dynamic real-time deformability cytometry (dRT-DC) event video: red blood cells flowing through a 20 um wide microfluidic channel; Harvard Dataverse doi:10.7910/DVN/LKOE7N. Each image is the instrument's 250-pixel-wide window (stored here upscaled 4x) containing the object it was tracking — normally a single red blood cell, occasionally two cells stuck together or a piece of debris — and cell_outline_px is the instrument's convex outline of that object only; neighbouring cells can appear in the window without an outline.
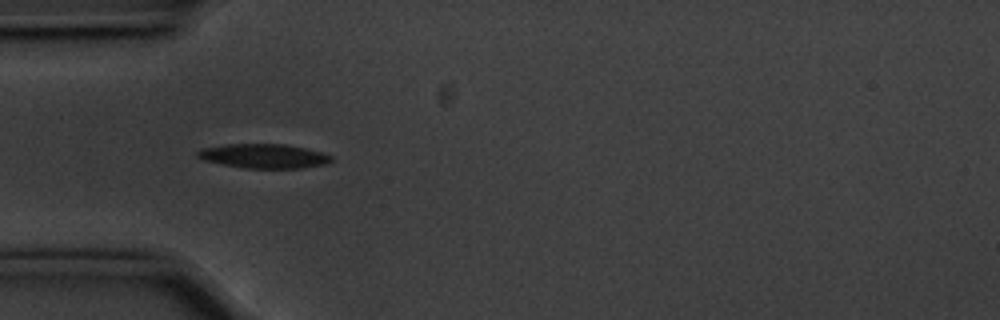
{"species": "common noctule bat (a hibernating species)", "species_latin": "Nyctalus noctula", "temperature_condition": "cold", "stored_images_in_passage": 40, "camera_frame_rate_fps": 3000, "um_per_image_px": 0.085, "animal": {"sex": "male", "body_mass_g": 20.1, "forearm_length_mm": 53.5}, "frame": {"image": 1, "passage_image": 1, "time_ms": 0.0, "image_size_px": [1000, 320], "cell_outline_px": [[332, 160], [324, 164], [300, 168], [244, 168], [220, 164], [204, 160], [196, 156], [196, 152], [204, 148], [228, 144], [284, 144], [304, 148], [320, 152], [332, 156]], "centroid_in_image_um": [22.39, 13.27], "position_along_channel_um": 62.6, "area_um2": 18.73}}
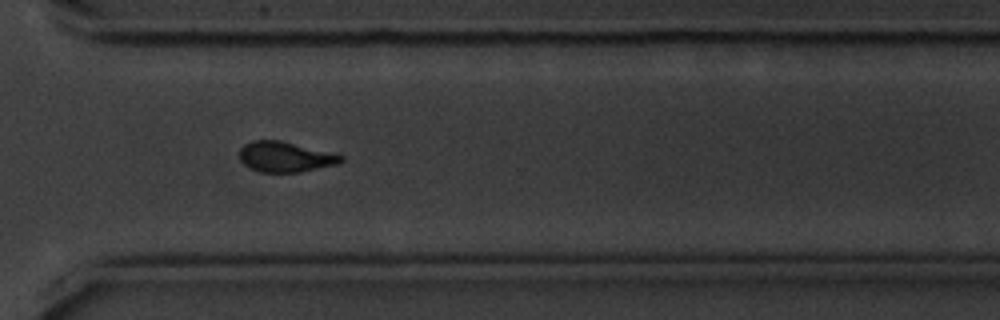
{"frame": {"image": 2, "passage_image": 25, "time_ms": 8.0, "image_size_px": [1000, 320], "cell_outline_px": [[344, 160], [340, 164], [300, 172], [260, 172], [244, 164], [240, 160], [240, 148], [244, 144], [252, 140], [276, 140], [344, 156]], "centroid_in_image_um": [24.23, 13.35], "position_along_channel_um": 346.4, "area_um2": 17.63}}
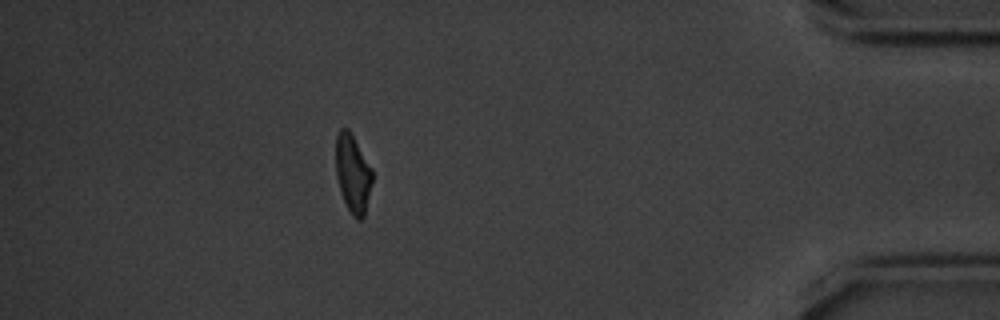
{"frame": {"image": 3, "passage_image": 34, "time_ms": 11.0, "image_size_px": [1000, 320], "cell_outline_px": [[372, 184], [364, 216], [360, 220], [356, 220], [352, 216], [340, 192], [336, 176], [336, 136], [340, 128], [348, 128], [352, 132], [372, 168]], "centroid_in_image_um": [29.99, 14.73], "position_along_channel_um": 405.2, "area_um2": 16.88}, "authors_computed_cell_mechanics": {"area_um2": 18.0625, "velocity_mm_per_s": 3.5568, "shape_relaxation_time_tau1_ms": 3.5, "shape_relaxation_time_tau2_ms": 4.9537, "deformation_change_tau1": 0.1365, "deformation_change_tau2": 0.1107}}